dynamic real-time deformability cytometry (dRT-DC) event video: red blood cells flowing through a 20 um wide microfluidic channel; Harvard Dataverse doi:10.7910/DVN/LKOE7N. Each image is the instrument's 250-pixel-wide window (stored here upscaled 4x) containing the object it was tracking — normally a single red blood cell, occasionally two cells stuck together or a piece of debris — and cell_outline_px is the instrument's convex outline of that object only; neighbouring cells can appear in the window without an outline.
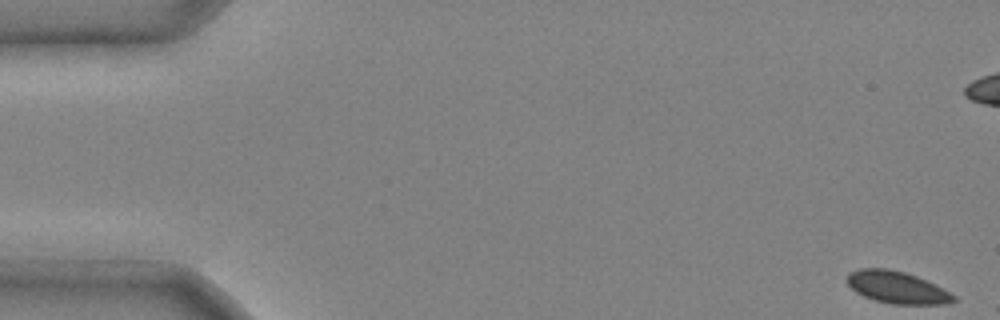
{"species": "common noctule bat (a hibernating species)", "species_latin": "Nyctalus noctula", "temperature_condition": "cold", "stored_images_in_passage": 3, "camera_frame_rate_fps": 3000, "um_per_image_px": 0.085, "animal": {"sex": "male", "body_mass_g": 20.4}, "frame": {"image": 1, "passage_image": 1, "time_ms": 0.0, "image_size_px": [1000, 320], "cell_outline_px": [[960, 300], [948, 304], [892, 304], [876, 300], [864, 296], [856, 292], [844, 280], [848, 272], [860, 268], [888, 268], [904, 272], [916, 276], [956, 296]], "centroid_in_image_um": [76.21, 24.42], "position_along_channel_um": 8.8, "area_um2": 19.88}}